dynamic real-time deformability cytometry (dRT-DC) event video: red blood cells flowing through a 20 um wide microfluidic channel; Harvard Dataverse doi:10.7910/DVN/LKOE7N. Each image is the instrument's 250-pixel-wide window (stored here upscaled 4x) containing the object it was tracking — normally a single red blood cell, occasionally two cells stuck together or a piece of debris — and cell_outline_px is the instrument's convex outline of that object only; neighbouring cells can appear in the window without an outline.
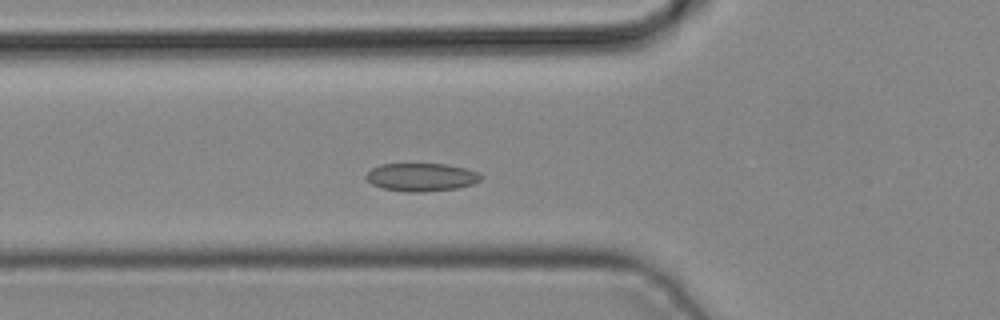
{"species": "common noctule bat (a hibernating species)", "species_latin": "Nyctalus noctula", "temperature_condition": "cold", "stored_images_in_passage": 30, "camera_frame_rate_fps": 3000, "um_per_image_px": 0.085, "animal": {"sex": "male", "body_mass_g": 19.2, "forearm_length_mm": 51.8}, "frame": {"image": 1, "passage_image": 2, "time_ms": 0.333, "image_size_px": [1000, 320], "cell_outline_px": [[484, 176], [480, 180], [472, 184], [456, 188], [424, 192], [408, 192], [384, 188], [372, 184], [364, 176], [372, 168], [380, 164], [448, 164], [464, 168], [476, 172]], "centroid_in_image_um": [35.81, 15.05], "position_along_channel_um": 90.0, "area_um2": 18.67}}
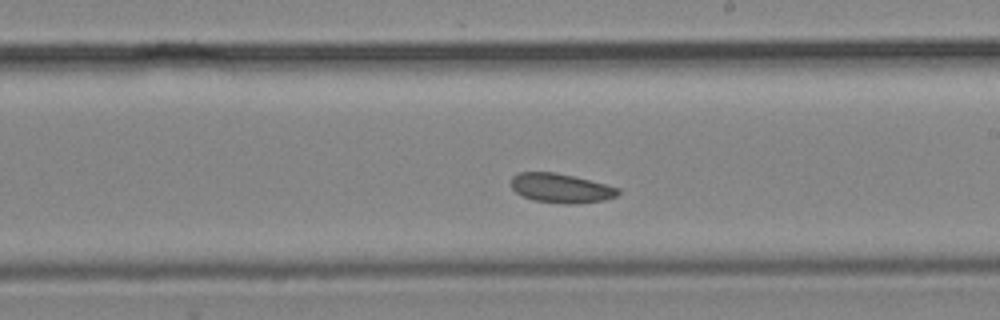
{"frame": {"image": 2, "passage_image": 12, "time_ms": 3.667, "image_size_px": [1000, 320], "cell_outline_px": [[620, 192], [616, 196], [604, 200], [572, 204], [564, 204], [532, 200], [520, 196], [512, 188], [512, 176], [520, 172], [556, 172], [620, 188]], "centroid_in_image_um": [47.65, 16.0], "position_along_channel_um": 241.4, "area_um2": 18.21}}
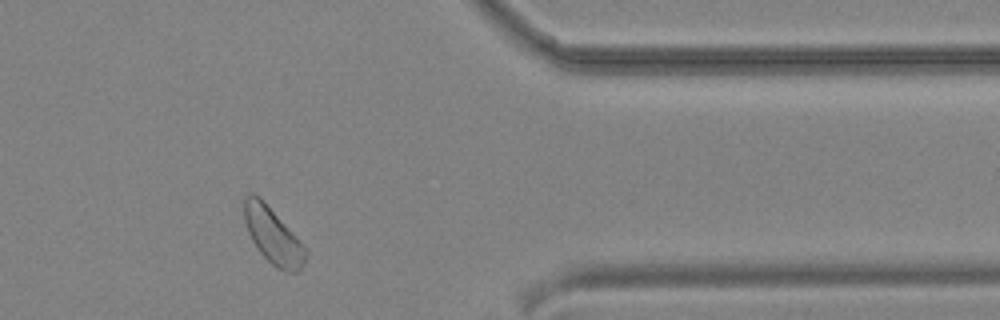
{"frame": {"image": 3, "passage_image": 23, "time_ms": 7.333, "image_size_px": [1000, 320], "cell_outline_px": [[308, 252], [304, 264], [296, 272], [288, 272], [276, 268], [260, 252], [252, 240], [248, 232], [244, 220], [244, 196], [248, 192], [252, 192], [260, 196], [264, 200], [304, 244]], "centroid_in_image_um": [23.2, 20.0], "position_along_channel_um": 388.2, "area_um2": 20.29}}